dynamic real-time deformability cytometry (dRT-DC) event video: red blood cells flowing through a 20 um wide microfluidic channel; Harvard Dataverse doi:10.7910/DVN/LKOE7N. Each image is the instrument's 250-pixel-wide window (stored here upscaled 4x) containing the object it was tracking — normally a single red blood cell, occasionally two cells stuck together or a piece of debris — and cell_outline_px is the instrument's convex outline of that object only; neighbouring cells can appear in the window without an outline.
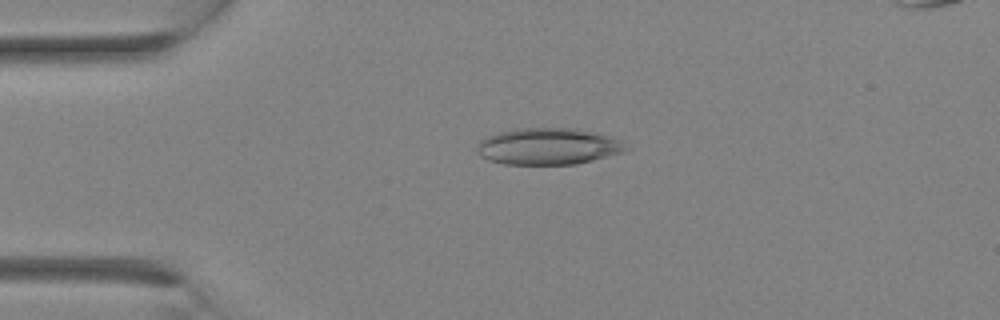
{"species": "Egyptian fruit bat (a non-hibernating species)", "species_latin": "Rousettus aegyptiacus", "temperature_condition": "room temperature", "stored_images_in_passage": 11, "camera_frame_rate_fps": 3000, "um_per_image_px": 0.085, "animal": {"sex": "female"}, "frame": {"image": 1, "passage_image": 7, "time_ms": 2.0, "image_size_px": [1000, 320], "cell_outline_px": [[632, 148], [624, 152], [576, 164], [504, 164], [488, 160], [480, 156], [476, 148], [476, 144], [480, 140], [488, 136], [500, 132], [520, 128], [576, 128], [612, 136], [620, 140]], "centroid_in_image_um": [46.62, 12.44], "position_along_channel_um": 38.4, "area_um2": 31.96}}
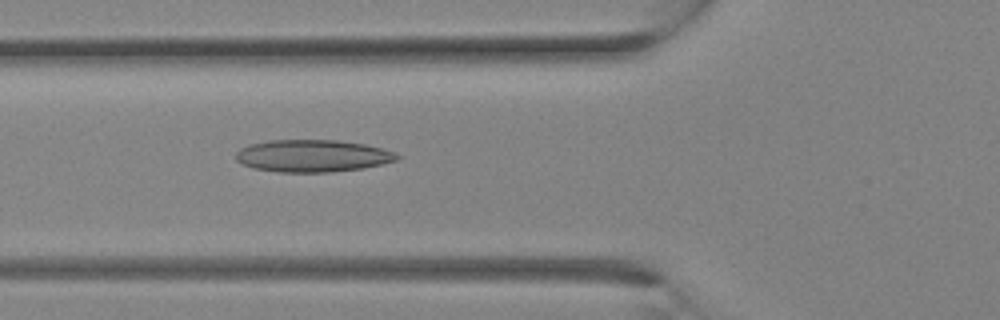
{"frame": {"image": 2, "passage_image": 11, "time_ms": 3.333, "image_size_px": [1000, 320], "cell_outline_px": [[400, 156], [396, 160], [364, 168], [332, 172], [276, 172], [252, 168], [240, 164], [236, 160], [236, 152], [240, 148], [248, 144], [268, 140], [336, 140], [364, 144], [396, 152]], "centroid_in_image_um": [26.51, 13.25], "position_along_channel_um": 99.3, "area_um2": 30.46}}